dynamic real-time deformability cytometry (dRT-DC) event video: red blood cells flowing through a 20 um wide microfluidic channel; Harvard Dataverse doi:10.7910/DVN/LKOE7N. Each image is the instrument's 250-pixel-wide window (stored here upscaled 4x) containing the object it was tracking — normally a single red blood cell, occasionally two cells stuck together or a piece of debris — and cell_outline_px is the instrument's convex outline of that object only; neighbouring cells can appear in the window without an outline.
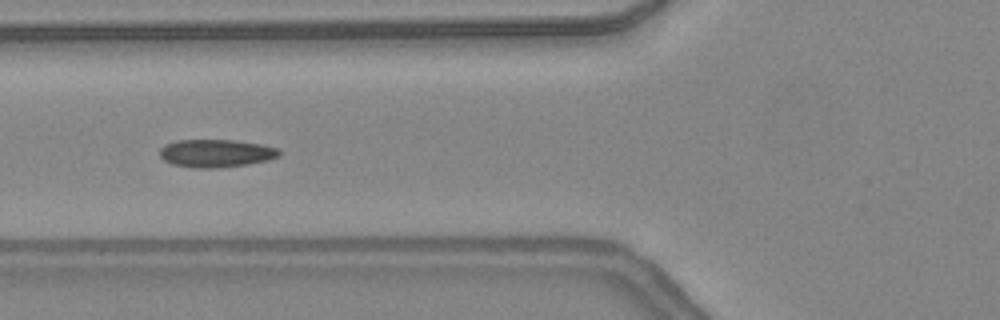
{"species": "common noctule bat (a hibernating species)", "species_latin": "Nyctalus noctula", "temperature_condition": "warm", "stored_images_in_passage": 5, "camera_frame_rate_fps": 3000, "um_per_image_px": 0.085, "animal": {"sex": "female", "body_mass_g": 24.6, "forearm_length_mm": 56.2}, "frame": {"image": 1, "passage_image": 5, "time_ms": 1.333, "image_size_px": [1000, 320], "cell_outline_px": [[280, 156], [268, 160], [248, 164], [216, 168], [192, 168], [172, 164], [164, 160], [160, 156], [160, 148], [164, 144], [176, 140], [236, 140], [260, 144], [280, 148]], "centroid_in_image_um": [18.36, 13.02], "position_along_channel_um": 107.4, "area_um2": 19.59}}